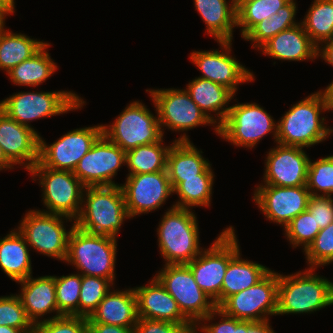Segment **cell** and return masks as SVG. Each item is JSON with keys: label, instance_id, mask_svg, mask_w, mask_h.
Masks as SVG:
<instances>
[{"label": "cell", "instance_id": "1", "mask_svg": "<svg viewBox=\"0 0 333 333\" xmlns=\"http://www.w3.org/2000/svg\"><path fill=\"white\" fill-rule=\"evenodd\" d=\"M326 111L330 112L323 89L293 104L277 123L276 143L310 148L325 141L333 133L321 117Z\"/></svg>", "mask_w": 333, "mask_h": 333}, {"label": "cell", "instance_id": "2", "mask_svg": "<svg viewBox=\"0 0 333 333\" xmlns=\"http://www.w3.org/2000/svg\"><path fill=\"white\" fill-rule=\"evenodd\" d=\"M126 219L131 218L126 210L121 185L85 187L75 226L91 234L117 239Z\"/></svg>", "mask_w": 333, "mask_h": 333}, {"label": "cell", "instance_id": "3", "mask_svg": "<svg viewBox=\"0 0 333 333\" xmlns=\"http://www.w3.org/2000/svg\"><path fill=\"white\" fill-rule=\"evenodd\" d=\"M315 269L279 273L276 315L310 314L333 305V282L316 274Z\"/></svg>", "mask_w": 333, "mask_h": 333}, {"label": "cell", "instance_id": "4", "mask_svg": "<svg viewBox=\"0 0 333 333\" xmlns=\"http://www.w3.org/2000/svg\"><path fill=\"white\" fill-rule=\"evenodd\" d=\"M156 232L165 265L187 264L204 249L199 243L197 216L191 209L172 204L162 216Z\"/></svg>", "mask_w": 333, "mask_h": 333}, {"label": "cell", "instance_id": "5", "mask_svg": "<svg viewBox=\"0 0 333 333\" xmlns=\"http://www.w3.org/2000/svg\"><path fill=\"white\" fill-rule=\"evenodd\" d=\"M117 239L91 234L74 226L69 239L65 263L76 267L81 275L108 279L115 285Z\"/></svg>", "mask_w": 333, "mask_h": 333}, {"label": "cell", "instance_id": "6", "mask_svg": "<svg viewBox=\"0 0 333 333\" xmlns=\"http://www.w3.org/2000/svg\"><path fill=\"white\" fill-rule=\"evenodd\" d=\"M86 101L73 91L18 92L0 101V110L21 125L82 109Z\"/></svg>", "mask_w": 333, "mask_h": 333}, {"label": "cell", "instance_id": "7", "mask_svg": "<svg viewBox=\"0 0 333 333\" xmlns=\"http://www.w3.org/2000/svg\"><path fill=\"white\" fill-rule=\"evenodd\" d=\"M234 227L223 229L215 241L191 262L187 263L198 286L213 300L221 304L223 278L229 261L240 251Z\"/></svg>", "mask_w": 333, "mask_h": 333}, {"label": "cell", "instance_id": "8", "mask_svg": "<svg viewBox=\"0 0 333 333\" xmlns=\"http://www.w3.org/2000/svg\"><path fill=\"white\" fill-rule=\"evenodd\" d=\"M28 172L32 180L38 178L42 187L43 205L47 210L39 211L77 219L85 186L73 171L47 168L38 161Z\"/></svg>", "mask_w": 333, "mask_h": 333}, {"label": "cell", "instance_id": "9", "mask_svg": "<svg viewBox=\"0 0 333 333\" xmlns=\"http://www.w3.org/2000/svg\"><path fill=\"white\" fill-rule=\"evenodd\" d=\"M146 92H149L154 103L153 107L157 110L163 135L166 127L165 129L168 128L173 132H183L175 141H190L186 132L207 124L213 126L215 133L218 134V128L200 110L185 89H146Z\"/></svg>", "mask_w": 333, "mask_h": 333}, {"label": "cell", "instance_id": "10", "mask_svg": "<svg viewBox=\"0 0 333 333\" xmlns=\"http://www.w3.org/2000/svg\"><path fill=\"white\" fill-rule=\"evenodd\" d=\"M145 104L138 101L129 103L109 125H103V134L114 144L128 152L138 146L159 142L163 132L158 121Z\"/></svg>", "mask_w": 333, "mask_h": 333}, {"label": "cell", "instance_id": "11", "mask_svg": "<svg viewBox=\"0 0 333 333\" xmlns=\"http://www.w3.org/2000/svg\"><path fill=\"white\" fill-rule=\"evenodd\" d=\"M64 220L72 223L70 229L66 230ZM74 226L72 218L32 209L21 219L17 229L33 250L65 262L68 239Z\"/></svg>", "mask_w": 333, "mask_h": 333}, {"label": "cell", "instance_id": "12", "mask_svg": "<svg viewBox=\"0 0 333 333\" xmlns=\"http://www.w3.org/2000/svg\"><path fill=\"white\" fill-rule=\"evenodd\" d=\"M272 118L255 102L237 103L230 107L229 114L218 127V136L233 146L252 149L271 133L276 143L278 122Z\"/></svg>", "mask_w": 333, "mask_h": 333}, {"label": "cell", "instance_id": "13", "mask_svg": "<svg viewBox=\"0 0 333 333\" xmlns=\"http://www.w3.org/2000/svg\"><path fill=\"white\" fill-rule=\"evenodd\" d=\"M153 276L176 300L181 313L194 326L217 308L213 300L198 286L187 264H164Z\"/></svg>", "mask_w": 333, "mask_h": 333}, {"label": "cell", "instance_id": "14", "mask_svg": "<svg viewBox=\"0 0 333 333\" xmlns=\"http://www.w3.org/2000/svg\"><path fill=\"white\" fill-rule=\"evenodd\" d=\"M279 273L270 270L248 289L226 298L217 308L224 314L243 321L269 320L278 308Z\"/></svg>", "mask_w": 333, "mask_h": 333}, {"label": "cell", "instance_id": "15", "mask_svg": "<svg viewBox=\"0 0 333 333\" xmlns=\"http://www.w3.org/2000/svg\"><path fill=\"white\" fill-rule=\"evenodd\" d=\"M102 134L103 127L99 124L68 131L52 144L40 135L39 162L47 168L74 171Z\"/></svg>", "mask_w": 333, "mask_h": 333}, {"label": "cell", "instance_id": "16", "mask_svg": "<svg viewBox=\"0 0 333 333\" xmlns=\"http://www.w3.org/2000/svg\"><path fill=\"white\" fill-rule=\"evenodd\" d=\"M221 51L204 50L193 51L190 54V61L198 67L202 76L199 77L221 84L230 89L234 94L238 91L239 84L253 82L254 73L233 57L232 41H216Z\"/></svg>", "mask_w": 333, "mask_h": 333}, {"label": "cell", "instance_id": "17", "mask_svg": "<svg viewBox=\"0 0 333 333\" xmlns=\"http://www.w3.org/2000/svg\"><path fill=\"white\" fill-rule=\"evenodd\" d=\"M126 164V152L102 134L78 162L73 174L85 187L121 185L113 178Z\"/></svg>", "mask_w": 333, "mask_h": 333}, {"label": "cell", "instance_id": "18", "mask_svg": "<svg viewBox=\"0 0 333 333\" xmlns=\"http://www.w3.org/2000/svg\"><path fill=\"white\" fill-rule=\"evenodd\" d=\"M121 188L130 218L161 208L173 194L167 171L127 175Z\"/></svg>", "mask_w": 333, "mask_h": 333}, {"label": "cell", "instance_id": "19", "mask_svg": "<svg viewBox=\"0 0 333 333\" xmlns=\"http://www.w3.org/2000/svg\"><path fill=\"white\" fill-rule=\"evenodd\" d=\"M310 192L306 186L279 187L258 185L253 200L267 220L282 225L283 229L307 210Z\"/></svg>", "mask_w": 333, "mask_h": 333}, {"label": "cell", "instance_id": "20", "mask_svg": "<svg viewBox=\"0 0 333 333\" xmlns=\"http://www.w3.org/2000/svg\"><path fill=\"white\" fill-rule=\"evenodd\" d=\"M265 159L264 183L260 185L306 186L310 158L303 147L276 143Z\"/></svg>", "mask_w": 333, "mask_h": 333}, {"label": "cell", "instance_id": "21", "mask_svg": "<svg viewBox=\"0 0 333 333\" xmlns=\"http://www.w3.org/2000/svg\"><path fill=\"white\" fill-rule=\"evenodd\" d=\"M0 145L5 156L16 166L29 171L39 161L40 134L19 124L0 110Z\"/></svg>", "mask_w": 333, "mask_h": 333}, {"label": "cell", "instance_id": "22", "mask_svg": "<svg viewBox=\"0 0 333 333\" xmlns=\"http://www.w3.org/2000/svg\"><path fill=\"white\" fill-rule=\"evenodd\" d=\"M137 298L138 318L193 325L179 309L176 300L154 276L147 285L133 287Z\"/></svg>", "mask_w": 333, "mask_h": 333}, {"label": "cell", "instance_id": "23", "mask_svg": "<svg viewBox=\"0 0 333 333\" xmlns=\"http://www.w3.org/2000/svg\"><path fill=\"white\" fill-rule=\"evenodd\" d=\"M191 141H175L167 154L166 171L174 190L185 179L215 178L212 165Z\"/></svg>", "mask_w": 333, "mask_h": 333}, {"label": "cell", "instance_id": "24", "mask_svg": "<svg viewBox=\"0 0 333 333\" xmlns=\"http://www.w3.org/2000/svg\"><path fill=\"white\" fill-rule=\"evenodd\" d=\"M17 283L21 285V292L17 295L22 302L28 318L34 325L47 320V318H43L47 313H55L56 315H52L53 318L63 316L58 311L57 306L55 275L36 278L31 275Z\"/></svg>", "mask_w": 333, "mask_h": 333}, {"label": "cell", "instance_id": "25", "mask_svg": "<svg viewBox=\"0 0 333 333\" xmlns=\"http://www.w3.org/2000/svg\"><path fill=\"white\" fill-rule=\"evenodd\" d=\"M260 52L274 60L313 61L317 59V46L310 40L302 23L279 32L266 42Z\"/></svg>", "mask_w": 333, "mask_h": 333}, {"label": "cell", "instance_id": "26", "mask_svg": "<svg viewBox=\"0 0 333 333\" xmlns=\"http://www.w3.org/2000/svg\"><path fill=\"white\" fill-rule=\"evenodd\" d=\"M113 289V291H111ZM105 295L87 323H104L134 328L138 321L137 298L133 288L114 290Z\"/></svg>", "mask_w": 333, "mask_h": 333}, {"label": "cell", "instance_id": "27", "mask_svg": "<svg viewBox=\"0 0 333 333\" xmlns=\"http://www.w3.org/2000/svg\"><path fill=\"white\" fill-rule=\"evenodd\" d=\"M185 90L217 128L224 122L231 107L228 104L235 95L230 89L211 80L196 77L189 81Z\"/></svg>", "mask_w": 333, "mask_h": 333}, {"label": "cell", "instance_id": "28", "mask_svg": "<svg viewBox=\"0 0 333 333\" xmlns=\"http://www.w3.org/2000/svg\"><path fill=\"white\" fill-rule=\"evenodd\" d=\"M193 1L206 24L205 34L212 36L215 41H233V30L237 27V3L234 0Z\"/></svg>", "mask_w": 333, "mask_h": 333}, {"label": "cell", "instance_id": "29", "mask_svg": "<svg viewBox=\"0 0 333 333\" xmlns=\"http://www.w3.org/2000/svg\"><path fill=\"white\" fill-rule=\"evenodd\" d=\"M30 249L16 228L0 238V267L16 283L32 275Z\"/></svg>", "mask_w": 333, "mask_h": 333}, {"label": "cell", "instance_id": "30", "mask_svg": "<svg viewBox=\"0 0 333 333\" xmlns=\"http://www.w3.org/2000/svg\"><path fill=\"white\" fill-rule=\"evenodd\" d=\"M240 252L228 263L222 283L221 303L229 296L252 287L271 270L260 263L242 259Z\"/></svg>", "mask_w": 333, "mask_h": 333}, {"label": "cell", "instance_id": "31", "mask_svg": "<svg viewBox=\"0 0 333 333\" xmlns=\"http://www.w3.org/2000/svg\"><path fill=\"white\" fill-rule=\"evenodd\" d=\"M5 27L0 29V69L7 74L24 60L30 59L47 42L13 33Z\"/></svg>", "mask_w": 333, "mask_h": 333}, {"label": "cell", "instance_id": "32", "mask_svg": "<svg viewBox=\"0 0 333 333\" xmlns=\"http://www.w3.org/2000/svg\"><path fill=\"white\" fill-rule=\"evenodd\" d=\"M50 45L51 43H46L30 59L24 60L10 70L6 74L10 81L18 86L37 87L52 76L58 66L47 50Z\"/></svg>", "mask_w": 333, "mask_h": 333}, {"label": "cell", "instance_id": "33", "mask_svg": "<svg viewBox=\"0 0 333 333\" xmlns=\"http://www.w3.org/2000/svg\"><path fill=\"white\" fill-rule=\"evenodd\" d=\"M296 0H289L282 6L277 13L272 14L270 18L264 19L256 24L244 37L246 41H251L254 49H259L272 37L283 30L294 27L301 22H296Z\"/></svg>", "mask_w": 333, "mask_h": 333}, {"label": "cell", "instance_id": "34", "mask_svg": "<svg viewBox=\"0 0 333 333\" xmlns=\"http://www.w3.org/2000/svg\"><path fill=\"white\" fill-rule=\"evenodd\" d=\"M163 139L148 145L138 146L126 152V166L129 173L127 175L155 173L166 171L167 154L171 142L166 146Z\"/></svg>", "mask_w": 333, "mask_h": 333}, {"label": "cell", "instance_id": "35", "mask_svg": "<svg viewBox=\"0 0 333 333\" xmlns=\"http://www.w3.org/2000/svg\"><path fill=\"white\" fill-rule=\"evenodd\" d=\"M300 22L317 47L333 38V0H314Z\"/></svg>", "mask_w": 333, "mask_h": 333}, {"label": "cell", "instance_id": "36", "mask_svg": "<svg viewBox=\"0 0 333 333\" xmlns=\"http://www.w3.org/2000/svg\"><path fill=\"white\" fill-rule=\"evenodd\" d=\"M289 0H240L237 2V27L243 38L256 24L268 19Z\"/></svg>", "mask_w": 333, "mask_h": 333}, {"label": "cell", "instance_id": "37", "mask_svg": "<svg viewBox=\"0 0 333 333\" xmlns=\"http://www.w3.org/2000/svg\"><path fill=\"white\" fill-rule=\"evenodd\" d=\"M214 178H190L181 182L174 190L179 200L175 207L191 209L192 207H208L211 205Z\"/></svg>", "mask_w": 333, "mask_h": 333}, {"label": "cell", "instance_id": "38", "mask_svg": "<svg viewBox=\"0 0 333 333\" xmlns=\"http://www.w3.org/2000/svg\"><path fill=\"white\" fill-rule=\"evenodd\" d=\"M58 311L62 315L79 316L81 274L55 276Z\"/></svg>", "mask_w": 333, "mask_h": 333}, {"label": "cell", "instance_id": "39", "mask_svg": "<svg viewBox=\"0 0 333 333\" xmlns=\"http://www.w3.org/2000/svg\"><path fill=\"white\" fill-rule=\"evenodd\" d=\"M310 159L306 187L310 195L330 196L333 194V155ZM321 193V194H320Z\"/></svg>", "mask_w": 333, "mask_h": 333}, {"label": "cell", "instance_id": "40", "mask_svg": "<svg viewBox=\"0 0 333 333\" xmlns=\"http://www.w3.org/2000/svg\"><path fill=\"white\" fill-rule=\"evenodd\" d=\"M113 284L105 278L81 275L79 316L90 317Z\"/></svg>", "mask_w": 333, "mask_h": 333}, {"label": "cell", "instance_id": "41", "mask_svg": "<svg viewBox=\"0 0 333 333\" xmlns=\"http://www.w3.org/2000/svg\"><path fill=\"white\" fill-rule=\"evenodd\" d=\"M319 231L320 228L319 225H316L314 215L306 210L291 220L284 228V235L293 248L302 246L304 252L314 241Z\"/></svg>", "mask_w": 333, "mask_h": 333}, {"label": "cell", "instance_id": "42", "mask_svg": "<svg viewBox=\"0 0 333 333\" xmlns=\"http://www.w3.org/2000/svg\"><path fill=\"white\" fill-rule=\"evenodd\" d=\"M304 254L309 268L317 269L333 263V222L320 229Z\"/></svg>", "mask_w": 333, "mask_h": 333}, {"label": "cell", "instance_id": "43", "mask_svg": "<svg viewBox=\"0 0 333 333\" xmlns=\"http://www.w3.org/2000/svg\"><path fill=\"white\" fill-rule=\"evenodd\" d=\"M9 326L32 333L35 325L28 318L17 294L0 296V326Z\"/></svg>", "mask_w": 333, "mask_h": 333}, {"label": "cell", "instance_id": "44", "mask_svg": "<svg viewBox=\"0 0 333 333\" xmlns=\"http://www.w3.org/2000/svg\"><path fill=\"white\" fill-rule=\"evenodd\" d=\"M35 324L32 333H88L87 318L82 316L63 315Z\"/></svg>", "mask_w": 333, "mask_h": 333}, {"label": "cell", "instance_id": "45", "mask_svg": "<svg viewBox=\"0 0 333 333\" xmlns=\"http://www.w3.org/2000/svg\"><path fill=\"white\" fill-rule=\"evenodd\" d=\"M217 316L222 317L220 321L210 324V321L213 322ZM198 331H201L200 333L202 331L204 333H246V321L230 317L216 308L195 326L194 333Z\"/></svg>", "mask_w": 333, "mask_h": 333}, {"label": "cell", "instance_id": "46", "mask_svg": "<svg viewBox=\"0 0 333 333\" xmlns=\"http://www.w3.org/2000/svg\"><path fill=\"white\" fill-rule=\"evenodd\" d=\"M194 325H180L167 321L138 318L135 333H194Z\"/></svg>", "mask_w": 333, "mask_h": 333}, {"label": "cell", "instance_id": "47", "mask_svg": "<svg viewBox=\"0 0 333 333\" xmlns=\"http://www.w3.org/2000/svg\"><path fill=\"white\" fill-rule=\"evenodd\" d=\"M333 197L310 195L307 210L314 215L316 225L320 229L333 222Z\"/></svg>", "mask_w": 333, "mask_h": 333}, {"label": "cell", "instance_id": "48", "mask_svg": "<svg viewBox=\"0 0 333 333\" xmlns=\"http://www.w3.org/2000/svg\"><path fill=\"white\" fill-rule=\"evenodd\" d=\"M88 333H135L134 328H126L104 323H87Z\"/></svg>", "mask_w": 333, "mask_h": 333}, {"label": "cell", "instance_id": "49", "mask_svg": "<svg viewBox=\"0 0 333 333\" xmlns=\"http://www.w3.org/2000/svg\"><path fill=\"white\" fill-rule=\"evenodd\" d=\"M317 47V58H321L333 67V38L323 41Z\"/></svg>", "mask_w": 333, "mask_h": 333}, {"label": "cell", "instance_id": "50", "mask_svg": "<svg viewBox=\"0 0 333 333\" xmlns=\"http://www.w3.org/2000/svg\"><path fill=\"white\" fill-rule=\"evenodd\" d=\"M269 322L270 320L246 321V333H276Z\"/></svg>", "mask_w": 333, "mask_h": 333}, {"label": "cell", "instance_id": "51", "mask_svg": "<svg viewBox=\"0 0 333 333\" xmlns=\"http://www.w3.org/2000/svg\"><path fill=\"white\" fill-rule=\"evenodd\" d=\"M0 8L7 15H12L13 13H15V1L14 0H0Z\"/></svg>", "mask_w": 333, "mask_h": 333}, {"label": "cell", "instance_id": "52", "mask_svg": "<svg viewBox=\"0 0 333 333\" xmlns=\"http://www.w3.org/2000/svg\"><path fill=\"white\" fill-rule=\"evenodd\" d=\"M14 164L5 156L4 151L0 145V171L14 169Z\"/></svg>", "mask_w": 333, "mask_h": 333}, {"label": "cell", "instance_id": "53", "mask_svg": "<svg viewBox=\"0 0 333 333\" xmlns=\"http://www.w3.org/2000/svg\"><path fill=\"white\" fill-rule=\"evenodd\" d=\"M323 91L327 98L329 110L333 112V80Z\"/></svg>", "mask_w": 333, "mask_h": 333}, {"label": "cell", "instance_id": "54", "mask_svg": "<svg viewBox=\"0 0 333 333\" xmlns=\"http://www.w3.org/2000/svg\"><path fill=\"white\" fill-rule=\"evenodd\" d=\"M0 333H26L24 330L12 328L9 326H0Z\"/></svg>", "mask_w": 333, "mask_h": 333}, {"label": "cell", "instance_id": "55", "mask_svg": "<svg viewBox=\"0 0 333 333\" xmlns=\"http://www.w3.org/2000/svg\"><path fill=\"white\" fill-rule=\"evenodd\" d=\"M6 16H8L1 8H0V29L5 26Z\"/></svg>", "mask_w": 333, "mask_h": 333}]
</instances>
